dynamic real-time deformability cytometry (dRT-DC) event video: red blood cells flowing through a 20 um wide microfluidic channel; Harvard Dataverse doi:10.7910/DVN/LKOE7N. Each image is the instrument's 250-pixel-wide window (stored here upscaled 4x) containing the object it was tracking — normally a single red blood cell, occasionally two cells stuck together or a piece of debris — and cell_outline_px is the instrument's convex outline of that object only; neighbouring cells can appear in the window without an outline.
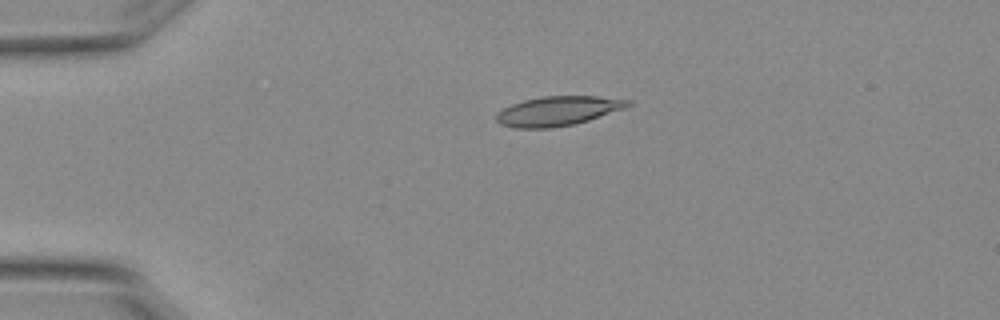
{"species": "Egyptian fruit bat (a non-hibernating species)", "species_latin": "Rousettus aegyptiacus", "temperature_condition": "warm", "stored_images_in_passage": 2, "camera_frame_rate_fps": 3000, "um_per_image_px": 0.085, "animal": {"sex": "female"}, "frame": {"image": 1, "passage_image": 1, "time_ms": 0.0, "image_size_px": [1000, 320], "cell_outline_px": [[632, 104], [624, 108], [588, 120], [572, 124], [552, 128], [516, 128], [500, 124], [496, 120], [496, 112], [512, 104], [524, 100], [544, 96], [596, 96], [632, 100]], "centroid_in_image_um": [47.4, 9.43], "position_along_channel_um": 37.6, "area_um2": 22.43}}